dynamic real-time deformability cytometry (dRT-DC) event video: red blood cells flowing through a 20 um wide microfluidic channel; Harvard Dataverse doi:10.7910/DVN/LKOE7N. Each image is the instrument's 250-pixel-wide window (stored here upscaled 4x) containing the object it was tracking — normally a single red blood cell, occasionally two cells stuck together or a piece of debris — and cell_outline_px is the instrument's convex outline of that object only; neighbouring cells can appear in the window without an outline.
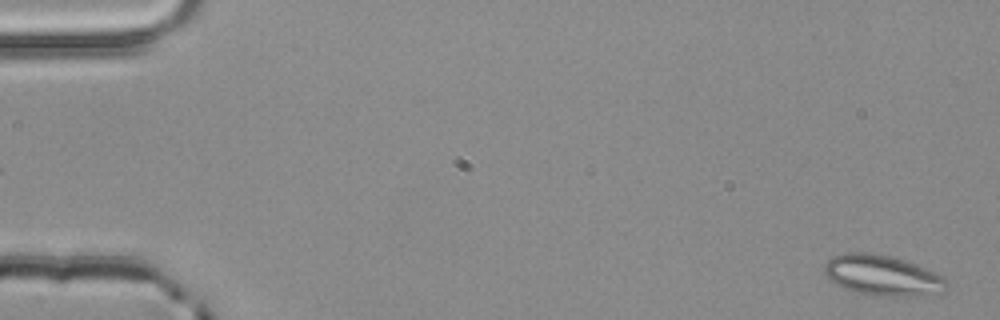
{"species": "common noctule bat (a hibernating species)", "species_latin": "Nyctalus noctula", "temperature_condition": "room temperature", "stored_images_in_passage": 3, "camera_frame_rate_fps": 3000, "um_per_image_px": 0.085, "animal": {"sex": "male", "body_mass_g": 20.4}, "frame": {"image": 1, "passage_image": 3, "time_ms": 0.667, "image_size_px": [1000, 320], "cell_outline_px": [[948, 280], [944, 292], [920, 296], [872, 296], [844, 288], [828, 280], [824, 272], [824, 264], [832, 256], [848, 252], [868, 252], [888, 256], [904, 260], [932, 272]], "centroid_in_image_um": [74.96, 23.42], "position_along_channel_um": 10.0, "area_um2": 28.73}}